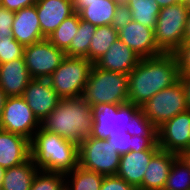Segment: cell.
I'll return each instance as SVG.
<instances>
[{
	"label": "cell",
	"mask_w": 190,
	"mask_h": 190,
	"mask_svg": "<svg viewBox=\"0 0 190 190\" xmlns=\"http://www.w3.org/2000/svg\"><path fill=\"white\" fill-rule=\"evenodd\" d=\"M179 80L180 69L175 53L141 58L128 74V102L142 107L157 92Z\"/></svg>",
	"instance_id": "obj_1"
},
{
	"label": "cell",
	"mask_w": 190,
	"mask_h": 190,
	"mask_svg": "<svg viewBox=\"0 0 190 190\" xmlns=\"http://www.w3.org/2000/svg\"><path fill=\"white\" fill-rule=\"evenodd\" d=\"M93 123L92 107L80 96L60 99L41 127L79 145L92 133Z\"/></svg>",
	"instance_id": "obj_2"
},
{
	"label": "cell",
	"mask_w": 190,
	"mask_h": 190,
	"mask_svg": "<svg viewBox=\"0 0 190 190\" xmlns=\"http://www.w3.org/2000/svg\"><path fill=\"white\" fill-rule=\"evenodd\" d=\"M30 157L41 171L66 174L78 166V144L40 127L30 140Z\"/></svg>",
	"instance_id": "obj_3"
},
{
	"label": "cell",
	"mask_w": 190,
	"mask_h": 190,
	"mask_svg": "<svg viewBox=\"0 0 190 190\" xmlns=\"http://www.w3.org/2000/svg\"><path fill=\"white\" fill-rule=\"evenodd\" d=\"M81 97L91 106L127 103L128 75L102 70L93 64Z\"/></svg>",
	"instance_id": "obj_4"
},
{
	"label": "cell",
	"mask_w": 190,
	"mask_h": 190,
	"mask_svg": "<svg viewBox=\"0 0 190 190\" xmlns=\"http://www.w3.org/2000/svg\"><path fill=\"white\" fill-rule=\"evenodd\" d=\"M93 63L85 57L66 56L48 78L61 99L82 96Z\"/></svg>",
	"instance_id": "obj_5"
},
{
	"label": "cell",
	"mask_w": 190,
	"mask_h": 190,
	"mask_svg": "<svg viewBox=\"0 0 190 190\" xmlns=\"http://www.w3.org/2000/svg\"><path fill=\"white\" fill-rule=\"evenodd\" d=\"M189 12L187 5L178 3L160 9L154 33L163 53H175L183 43Z\"/></svg>",
	"instance_id": "obj_6"
},
{
	"label": "cell",
	"mask_w": 190,
	"mask_h": 190,
	"mask_svg": "<svg viewBox=\"0 0 190 190\" xmlns=\"http://www.w3.org/2000/svg\"><path fill=\"white\" fill-rule=\"evenodd\" d=\"M78 165L86 170L104 176L116 175L119 169L120 155L107 139L87 136L78 145Z\"/></svg>",
	"instance_id": "obj_7"
},
{
	"label": "cell",
	"mask_w": 190,
	"mask_h": 190,
	"mask_svg": "<svg viewBox=\"0 0 190 190\" xmlns=\"http://www.w3.org/2000/svg\"><path fill=\"white\" fill-rule=\"evenodd\" d=\"M141 109L158 129L165 122L189 109L181 80L171 87L162 89L151 97Z\"/></svg>",
	"instance_id": "obj_8"
},
{
	"label": "cell",
	"mask_w": 190,
	"mask_h": 190,
	"mask_svg": "<svg viewBox=\"0 0 190 190\" xmlns=\"http://www.w3.org/2000/svg\"><path fill=\"white\" fill-rule=\"evenodd\" d=\"M93 128L91 137L108 139L110 134L129 129L130 119L141 108L133 103L92 105Z\"/></svg>",
	"instance_id": "obj_9"
},
{
	"label": "cell",
	"mask_w": 190,
	"mask_h": 190,
	"mask_svg": "<svg viewBox=\"0 0 190 190\" xmlns=\"http://www.w3.org/2000/svg\"><path fill=\"white\" fill-rule=\"evenodd\" d=\"M25 65L31 78L48 79L66 57L47 38L24 47Z\"/></svg>",
	"instance_id": "obj_10"
},
{
	"label": "cell",
	"mask_w": 190,
	"mask_h": 190,
	"mask_svg": "<svg viewBox=\"0 0 190 190\" xmlns=\"http://www.w3.org/2000/svg\"><path fill=\"white\" fill-rule=\"evenodd\" d=\"M40 127L41 122L22 96L7 98L3 108L0 129L22 135L31 140Z\"/></svg>",
	"instance_id": "obj_11"
},
{
	"label": "cell",
	"mask_w": 190,
	"mask_h": 190,
	"mask_svg": "<svg viewBox=\"0 0 190 190\" xmlns=\"http://www.w3.org/2000/svg\"><path fill=\"white\" fill-rule=\"evenodd\" d=\"M161 150L180 154L190 149V109L177 114L157 129Z\"/></svg>",
	"instance_id": "obj_12"
},
{
	"label": "cell",
	"mask_w": 190,
	"mask_h": 190,
	"mask_svg": "<svg viewBox=\"0 0 190 190\" xmlns=\"http://www.w3.org/2000/svg\"><path fill=\"white\" fill-rule=\"evenodd\" d=\"M22 97L40 122L53 111L61 99L48 79L34 78L28 83Z\"/></svg>",
	"instance_id": "obj_13"
},
{
	"label": "cell",
	"mask_w": 190,
	"mask_h": 190,
	"mask_svg": "<svg viewBox=\"0 0 190 190\" xmlns=\"http://www.w3.org/2000/svg\"><path fill=\"white\" fill-rule=\"evenodd\" d=\"M118 37L141 58L163 54L156 44L154 29L134 20L118 30Z\"/></svg>",
	"instance_id": "obj_14"
},
{
	"label": "cell",
	"mask_w": 190,
	"mask_h": 190,
	"mask_svg": "<svg viewBox=\"0 0 190 190\" xmlns=\"http://www.w3.org/2000/svg\"><path fill=\"white\" fill-rule=\"evenodd\" d=\"M35 6L45 38H48L67 17L75 13L72 0H37Z\"/></svg>",
	"instance_id": "obj_15"
},
{
	"label": "cell",
	"mask_w": 190,
	"mask_h": 190,
	"mask_svg": "<svg viewBox=\"0 0 190 190\" xmlns=\"http://www.w3.org/2000/svg\"><path fill=\"white\" fill-rule=\"evenodd\" d=\"M140 60L141 57L118 38L95 65L102 70L128 75Z\"/></svg>",
	"instance_id": "obj_16"
},
{
	"label": "cell",
	"mask_w": 190,
	"mask_h": 190,
	"mask_svg": "<svg viewBox=\"0 0 190 190\" xmlns=\"http://www.w3.org/2000/svg\"><path fill=\"white\" fill-rule=\"evenodd\" d=\"M30 158V140L0 129V167L18 166Z\"/></svg>",
	"instance_id": "obj_17"
},
{
	"label": "cell",
	"mask_w": 190,
	"mask_h": 190,
	"mask_svg": "<svg viewBox=\"0 0 190 190\" xmlns=\"http://www.w3.org/2000/svg\"><path fill=\"white\" fill-rule=\"evenodd\" d=\"M12 35L24 47L46 39L41 32L35 5L15 12Z\"/></svg>",
	"instance_id": "obj_18"
},
{
	"label": "cell",
	"mask_w": 190,
	"mask_h": 190,
	"mask_svg": "<svg viewBox=\"0 0 190 190\" xmlns=\"http://www.w3.org/2000/svg\"><path fill=\"white\" fill-rule=\"evenodd\" d=\"M31 79L24 56L0 64V88L8 97L23 96Z\"/></svg>",
	"instance_id": "obj_19"
},
{
	"label": "cell",
	"mask_w": 190,
	"mask_h": 190,
	"mask_svg": "<svg viewBox=\"0 0 190 190\" xmlns=\"http://www.w3.org/2000/svg\"><path fill=\"white\" fill-rule=\"evenodd\" d=\"M158 151L159 150L130 151L120 155L119 169L116 175L138 189L143 182L144 174L151 158Z\"/></svg>",
	"instance_id": "obj_20"
},
{
	"label": "cell",
	"mask_w": 190,
	"mask_h": 190,
	"mask_svg": "<svg viewBox=\"0 0 190 190\" xmlns=\"http://www.w3.org/2000/svg\"><path fill=\"white\" fill-rule=\"evenodd\" d=\"M177 157L178 154L160 149L151 158L138 190H163L171 166Z\"/></svg>",
	"instance_id": "obj_21"
},
{
	"label": "cell",
	"mask_w": 190,
	"mask_h": 190,
	"mask_svg": "<svg viewBox=\"0 0 190 190\" xmlns=\"http://www.w3.org/2000/svg\"><path fill=\"white\" fill-rule=\"evenodd\" d=\"M39 169L30 157L26 162L11 168L4 173L2 190H30Z\"/></svg>",
	"instance_id": "obj_22"
},
{
	"label": "cell",
	"mask_w": 190,
	"mask_h": 190,
	"mask_svg": "<svg viewBox=\"0 0 190 190\" xmlns=\"http://www.w3.org/2000/svg\"><path fill=\"white\" fill-rule=\"evenodd\" d=\"M117 5L114 0H99L88 3L78 14L80 19L93 25H111Z\"/></svg>",
	"instance_id": "obj_23"
},
{
	"label": "cell",
	"mask_w": 190,
	"mask_h": 190,
	"mask_svg": "<svg viewBox=\"0 0 190 190\" xmlns=\"http://www.w3.org/2000/svg\"><path fill=\"white\" fill-rule=\"evenodd\" d=\"M118 38V31L113 26H97L89 46L88 60L95 64Z\"/></svg>",
	"instance_id": "obj_24"
},
{
	"label": "cell",
	"mask_w": 190,
	"mask_h": 190,
	"mask_svg": "<svg viewBox=\"0 0 190 190\" xmlns=\"http://www.w3.org/2000/svg\"><path fill=\"white\" fill-rule=\"evenodd\" d=\"M64 176L67 179L65 182L66 190H100L104 178V175L86 170L79 165L72 171L64 174ZM67 177H72L71 181Z\"/></svg>",
	"instance_id": "obj_25"
},
{
	"label": "cell",
	"mask_w": 190,
	"mask_h": 190,
	"mask_svg": "<svg viewBox=\"0 0 190 190\" xmlns=\"http://www.w3.org/2000/svg\"><path fill=\"white\" fill-rule=\"evenodd\" d=\"M97 26L80 19L77 33L73 37L69 48L65 51L68 57H85L88 59V50L91 39Z\"/></svg>",
	"instance_id": "obj_26"
},
{
	"label": "cell",
	"mask_w": 190,
	"mask_h": 190,
	"mask_svg": "<svg viewBox=\"0 0 190 190\" xmlns=\"http://www.w3.org/2000/svg\"><path fill=\"white\" fill-rule=\"evenodd\" d=\"M128 6L131 10L132 20L155 29L161 9L155 0H130Z\"/></svg>",
	"instance_id": "obj_27"
},
{
	"label": "cell",
	"mask_w": 190,
	"mask_h": 190,
	"mask_svg": "<svg viewBox=\"0 0 190 190\" xmlns=\"http://www.w3.org/2000/svg\"><path fill=\"white\" fill-rule=\"evenodd\" d=\"M80 16L78 12L67 17L47 38L54 46L62 51H66L77 33Z\"/></svg>",
	"instance_id": "obj_28"
},
{
	"label": "cell",
	"mask_w": 190,
	"mask_h": 190,
	"mask_svg": "<svg viewBox=\"0 0 190 190\" xmlns=\"http://www.w3.org/2000/svg\"><path fill=\"white\" fill-rule=\"evenodd\" d=\"M163 190H190V168L179 156L171 166Z\"/></svg>",
	"instance_id": "obj_29"
},
{
	"label": "cell",
	"mask_w": 190,
	"mask_h": 190,
	"mask_svg": "<svg viewBox=\"0 0 190 190\" xmlns=\"http://www.w3.org/2000/svg\"><path fill=\"white\" fill-rule=\"evenodd\" d=\"M63 173L39 170L34 177L30 190H66Z\"/></svg>",
	"instance_id": "obj_30"
},
{
	"label": "cell",
	"mask_w": 190,
	"mask_h": 190,
	"mask_svg": "<svg viewBox=\"0 0 190 190\" xmlns=\"http://www.w3.org/2000/svg\"><path fill=\"white\" fill-rule=\"evenodd\" d=\"M24 46L18 43L12 32L0 31V64L22 58Z\"/></svg>",
	"instance_id": "obj_31"
},
{
	"label": "cell",
	"mask_w": 190,
	"mask_h": 190,
	"mask_svg": "<svg viewBox=\"0 0 190 190\" xmlns=\"http://www.w3.org/2000/svg\"><path fill=\"white\" fill-rule=\"evenodd\" d=\"M126 132L138 137H157L158 131L140 108L130 119L129 129H126Z\"/></svg>",
	"instance_id": "obj_32"
},
{
	"label": "cell",
	"mask_w": 190,
	"mask_h": 190,
	"mask_svg": "<svg viewBox=\"0 0 190 190\" xmlns=\"http://www.w3.org/2000/svg\"><path fill=\"white\" fill-rule=\"evenodd\" d=\"M107 140L119 155L132 151L133 136L126 132V130H120L118 133L110 134Z\"/></svg>",
	"instance_id": "obj_33"
},
{
	"label": "cell",
	"mask_w": 190,
	"mask_h": 190,
	"mask_svg": "<svg viewBox=\"0 0 190 190\" xmlns=\"http://www.w3.org/2000/svg\"><path fill=\"white\" fill-rule=\"evenodd\" d=\"M132 20L131 10L128 4H118L115 9V15L111 26L117 31L125 27Z\"/></svg>",
	"instance_id": "obj_34"
},
{
	"label": "cell",
	"mask_w": 190,
	"mask_h": 190,
	"mask_svg": "<svg viewBox=\"0 0 190 190\" xmlns=\"http://www.w3.org/2000/svg\"><path fill=\"white\" fill-rule=\"evenodd\" d=\"M100 190H138L117 175L104 176Z\"/></svg>",
	"instance_id": "obj_35"
},
{
	"label": "cell",
	"mask_w": 190,
	"mask_h": 190,
	"mask_svg": "<svg viewBox=\"0 0 190 190\" xmlns=\"http://www.w3.org/2000/svg\"><path fill=\"white\" fill-rule=\"evenodd\" d=\"M180 73H190V42H183L175 52Z\"/></svg>",
	"instance_id": "obj_36"
},
{
	"label": "cell",
	"mask_w": 190,
	"mask_h": 190,
	"mask_svg": "<svg viewBox=\"0 0 190 190\" xmlns=\"http://www.w3.org/2000/svg\"><path fill=\"white\" fill-rule=\"evenodd\" d=\"M160 150L157 137L133 136L132 151Z\"/></svg>",
	"instance_id": "obj_37"
},
{
	"label": "cell",
	"mask_w": 190,
	"mask_h": 190,
	"mask_svg": "<svg viewBox=\"0 0 190 190\" xmlns=\"http://www.w3.org/2000/svg\"><path fill=\"white\" fill-rule=\"evenodd\" d=\"M15 17V12L8 9H0V31L12 32V25Z\"/></svg>",
	"instance_id": "obj_38"
},
{
	"label": "cell",
	"mask_w": 190,
	"mask_h": 190,
	"mask_svg": "<svg viewBox=\"0 0 190 190\" xmlns=\"http://www.w3.org/2000/svg\"><path fill=\"white\" fill-rule=\"evenodd\" d=\"M37 0H2V6L13 12L35 5Z\"/></svg>",
	"instance_id": "obj_39"
},
{
	"label": "cell",
	"mask_w": 190,
	"mask_h": 190,
	"mask_svg": "<svg viewBox=\"0 0 190 190\" xmlns=\"http://www.w3.org/2000/svg\"><path fill=\"white\" fill-rule=\"evenodd\" d=\"M180 80L183 83L187 104L190 109V73H180Z\"/></svg>",
	"instance_id": "obj_40"
},
{
	"label": "cell",
	"mask_w": 190,
	"mask_h": 190,
	"mask_svg": "<svg viewBox=\"0 0 190 190\" xmlns=\"http://www.w3.org/2000/svg\"><path fill=\"white\" fill-rule=\"evenodd\" d=\"M99 0H72L75 7V12H80L84 7L88 6V3L95 2Z\"/></svg>",
	"instance_id": "obj_41"
},
{
	"label": "cell",
	"mask_w": 190,
	"mask_h": 190,
	"mask_svg": "<svg viewBox=\"0 0 190 190\" xmlns=\"http://www.w3.org/2000/svg\"><path fill=\"white\" fill-rule=\"evenodd\" d=\"M7 98H8V96L0 88V123H1V119H2L4 104L6 103Z\"/></svg>",
	"instance_id": "obj_42"
},
{
	"label": "cell",
	"mask_w": 190,
	"mask_h": 190,
	"mask_svg": "<svg viewBox=\"0 0 190 190\" xmlns=\"http://www.w3.org/2000/svg\"><path fill=\"white\" fill-rule=\"evenodd\" d=\"M183 42H190V12L185 26Z\"/></svg>",
	"instance_id": "obj_43"
},
{
	"label": "cell",
	"mask_w": 190,
	"mask_h": 190,
	"mask_svg": "<svg viewBox=\"0 0 190 190\" xmlns=\"http://www.w3.org/2000/svg\"><path fill=\"white\" fill-rule=\"evenodd\" d=\"M178 156L190 168V149L182 151Z\"/></svg>",
	"instance_id": "obj_44"
},
{
	"label": "cell",
	"mask_w": 190,
	"mask_h": 190,
	"mask_svg": "<svg viewBox=\"0 0 190 190\" xmlns=\"http://www.w3.org/2000/svg\"><path fill=\"white\" fill-rule=\"evenodd\" d=\"M156 3L160 6V8H164L166 6H170L175 4V0H155Z\"/></svg>",
	"instance_id": "obj_45"
},
{
	"label": "cell",
	"mask_w": 190,
	"mask_h": 190,
	"mask_svg": "<svg viewBox=\"0 0 190 190\" xmlns=\"http://www.w3.org/2000/svg\"><path fill=\"white\" fill-rule=\"evenodd\" d=\"M5 170H6L5 168L0 167V189H1V186H2V183H3Z\"/></svg>",
	"instance_id": "obj_46"
},
{
	"label": "cell",
	"mask_w": 190,
	"mask_h": 190,
	"mask_svg": "<svg viewBox=\"0 0 190 190\" xmlns=\"http://www.w3.org/2000/svg\"><path fill=\"white\" fill-rule=\"evenodd\" d=\"M178 4H184L187 5L190 8V0H175Z\"/></svg>",
	"instance_id": "obj_47"
},
{
	"label": "cell",
	"mask_w": 190,
	"mask_h": 190,
	"mask_svg": "<svg viewBox=\"0 0 190 190\" xmlns=\"http://www.w3.org/2000/svg\"><path fill=\"white\" fill-rule=\"evenodd\" d=\"M117 4H128L130 0H114Z\"/></svg>",
	"instance_id": "obj_48"
},
{
	"label": "cell",
	"mask_w": 190,
	"mask_h": 190,
	"mask_svg": "<svg viewBox=\"0 0 190 190\" xmlns=\"http://www.w3.org/2000/svg\"><path fill=\"white\" fill-rule=\"evenodd\" d=\"M3 6H2V0H0V9H2Z\"/></svg>",
	"instance_id": "obj_49"
}]
</instances>
